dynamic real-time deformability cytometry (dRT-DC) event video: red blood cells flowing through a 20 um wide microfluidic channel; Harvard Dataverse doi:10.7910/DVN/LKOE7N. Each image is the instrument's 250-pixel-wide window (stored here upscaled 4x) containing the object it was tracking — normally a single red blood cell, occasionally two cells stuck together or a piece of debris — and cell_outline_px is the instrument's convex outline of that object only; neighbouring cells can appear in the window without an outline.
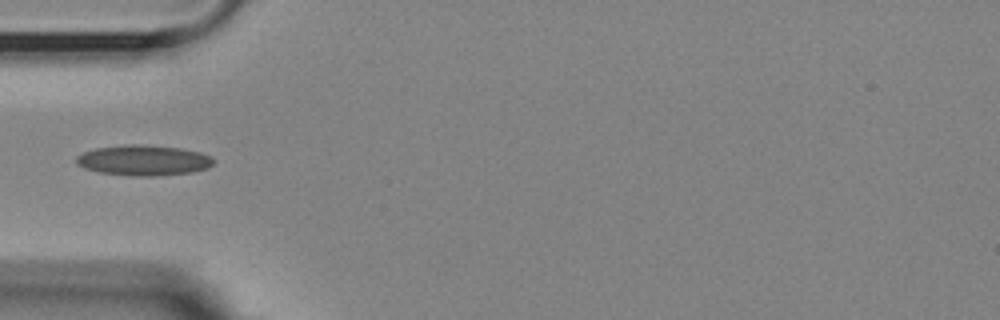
{"species": "Egyptian fruit bat (a non-hibernating species)", "species_latin": "Rousettus aegyptiacus", "temperature_condition": "room temperature", "stored_images_in_passage": 27, "camera_frame_rate_fps": 3000, "um_per_image_px": 0.085, "animal": {"sex": "female"}, "frame": {"image": 1, "passage_image": 1, "time_ms": 0.0, "image_size_px": [1000, 320], "cell_outline_px": [[216, 160], [208, 168], [192, 172], [152, 176], [132, 176], [100, 172], [84, 168], [76, 164], [76, 156], [84, 152], [96, 148], [124, 144], [140, 144], [180, 148], [200, 152], [212, 156]], "centroid_in_image_um": [12.21, 13.62], "position_along_channel_um": 72.8, "area_um2": 24.45}}
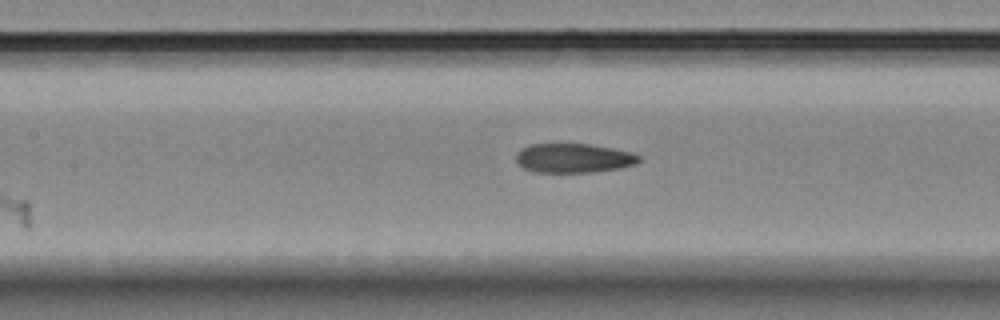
{"frame": {"image": 2, "passage_image": 8, "time_ms": 2.333, "image_size_px": [1000, 320], "cell_outline_px": [[640, 160], [636, 164], [616, 168], [592, 172], [532, 172], [524, 168], [516, 160], [516, 152], [520, 148], [528, 144], [588, 144], [612, 148], [632, 152], [640, 156]], "centroid_in_image_um": [48.71, 13.43], "position_along_channel_um": 158.7, "area_um2": 20.92}}
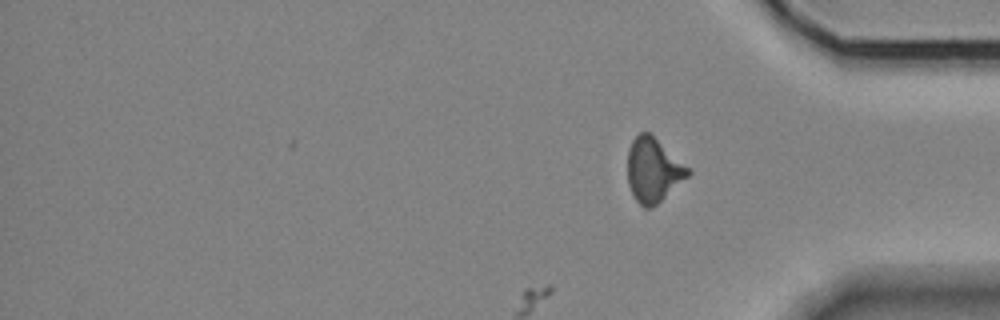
{"frame": {"image": 3, "passage_image": 27, "time_ms": 8.667, "image_size_px": [1000, 320], "cell_outline_px": [[692, 172], [688, 176], [656, 204], [648, 208], [644, 208], [636, 200], [628, 184], [628, 148], [632, 140], [640, 132], [648, 132], [688, 168]], "centroid_in_image_um": [55.49, 14.46], "position_along_channel_um": 379.7, "area_um2": 21.85}}